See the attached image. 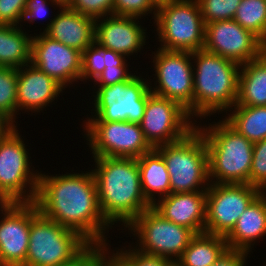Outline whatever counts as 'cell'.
Segmentation results:
<instances>
[{
  "label": "cell",
  "mask_w": 266,
  "mask_h": 266,
  "mask_svg": "<svg viewBox=\"0 0 266 266\" xmlns=\"http://www.w3.org/2000/svg\"><path fill=\"white\" fill-rule=\"evenodd\" d=\"M266 183V139L253 145L250 185L259 188Z\"/></svg>",
  "instance_id": "36"
},
{
  "label": "cell",
  "mask_w": 266,
  "mask_h": 266,
  "mask_svg": "<svg viewBox=\"0 0 266 266\" xmlns=\"http://www.w3.org/2000/svg\"><path fill=\"white\" fill-rule=\"evenodd\" d=\"M222 117L252 143L266 139V106L235 104Z\"/></svg>",
  "instance_id": "27"
},
{
  "label": "cell",
  "mask_w": 266,
  "mask_h": 266,
  "mask_svg": "<svg viewBox=\"0 0 266 266\" xmlns=\"http://www.w3.org/2000/svg\"><path fill=\"white\" fill-rule=\"evenodd\" d=\"M74 168L64 174L41 169L34 203L43 216L77 232L89 244L111 243L113 227L101 214L93 172L89 167Z\"/></svg>",
  "instance_id": "1"
},
{
  "label": "cell",
  "mask_w": 266,
  "mask_h": 266,
  "mask_svg": "<svg viewBox=\"0 0 266 266\" xmlns=\"http://www.w3.org/2000/svg\"><path fill=\"white\" fill-rule=\"evenodd\" d=\"M103 56L105 67L131 66L130 59H128L125 55L114 52L113 50L103 48Z\"/></svg>",
  "instance_id": "42"
},
{
  "label": "cell",
  "mask_w": 266,
  "mask_h": 266,
  "mask_svg": "<svg viewBox=\"0 0 266 266\" xmlns=\"http://www.w3.org/2000/svg\"><path fill=\"white\" fill-rule=\"evenodd\" d=\"M30 32L19 26L0 24V66L18 69L31 63L34 33Z\"/></svg>",
  "instance_id": "25"
},
{
  "label": "cell",
  "mask_w": 266,
  "mask_h": 266,
  "mask_svg": "<svg viewBox=\"0 0 266 266\" xmlns=\"http://www.w3.org/2000/svg\"><path fill=\"white\" fill-rule=\"evenodd\" d=\"M264 53L266 54V44H264Z\"/></svg>",
  "instance_id": "50"
},
{
  "label": "cell",
  "mask_w": 266,
  "mask_h": 266,
  "mask_svg": "<svg viewBox=\"0 0 266 266\" xmlns=\"http://www.w3.org/2000/svg\"><path fill=\"white\" fill-rule=\"evenodd\" d=\"M27 0H0V24L18 26Z\"/></svg>",
  "instance_id": "38"
},
{
  "label": "cell",
  "mask_w": 266,
  "mask_h": 266,
  "mask_svg": "<svg viewBox=\"0 0 266 266\" xmlns=\"http://www.w3.org/2000/svg\"><path fill=\"white\" fill-rule=\"evenodd\" d=\"M265 237L266 207L264 202L257 197L239 217L235 227L225 239L228 248L252 254V250L255 251L254 247L256 248L258 245L257 243H261L259 241H262Z\"/></svg>",
  "instance_id": "22"
},
{
  "label": "cell",
  "mask_w": 266,
  "mask_h": 266,
  "mask_svg": "<svg viewBox=\"0 0 266 266\" xmlns=\"http://www.w3.org/2000/svg\"><path fill=\"white\" fill-rule=\"evenodd\" d=\"M140 72H135L127 81L111 86H91L90 93H86L91 95L87 102L90 105L85 104L88 108L84 106L91 112L83 113L85 119L82 117L81 120L140 123L151 93L147 74L145 76L143 71Z\"/></svg>",
  "instance_id": "5"
},
{
  "label": "cell",
  "mask_w": 266,
  "mask_h": 266,
  "mask_svg": "<svg viewBox=\"0 0 266 266\" xmlns=\"http://www.w3.org/2000/svg\"><path fill=\"white\" fill-rule=\"evenodd\" d=\"M17 127L0 140V195L11 203H32L38 189L40 169L32 162L31 147ZM27 144V145H26Z\"/></svg>",
  "instance_id": "8"
},
{
  "label": "cell",
  "mask_w": 266,
  "mask_h": 266,
  "mask_svg": "<svg viewBox=\"0 0 266 266\" xmlns=\"http://www.w3.org/2000/svg\"><path fill=\"white\" fill-rule=\"evenodd\" d=\"M149 1L156 9H158L159 7L170 4L175 0H149Z\"/></svg>",
  "instance_id": "45"
},
{
  "label": "cell",
  "mask_w": 266,
  "mask_h": 266,
  "mask_svg": "<svg viewBox=\"0 0 266 266\" xmlns=\"http://www.w3.org/2000/svg\"><path fill=\"white\" fill-rule=\"evenodd\" d=\"M227 248L223 236L196 234L177 263L180 266H212Z\"/></svg>",
  "instance_id": "26"
},
{
  "label": "cell",
  "mask_w": 266,
  "mask_h": 266,
  "mask_svg": "<svg viewBox=\"0 0 266 266\" xmlns=\"http://www.w3.org/2000/svg\"><path fill=\"white\" fill-rule=\"evenodd\" d=\"M260 266H266V260L263 261V264L262 265L260 264Z\"/></svg>",
  "instance_id": "49"
},
{
  "label": "cell",
  "mask_w": 266,
  "mask_h": 266,
  "mask_svg": "<svg viewBox=\"0 0 266 266\" xmlns=\"http://www.w3.org/2000/svg\"><path fill=\"white\" fill-rule=\"evenodd\" d=\"M143 21L146 24L147 21L141 18L114 14L97 18L95 23V42L105 49L125 55L132 61L139 60L137 58L141 57L140 54L142 56L145 54V59H147L149 50L145 51L143 49L150 48L148 45L150 30L147 32L148 29L143 26Z\"/></svg>",
  "instance_id": "16"
},
{
  "label": "cell",
  "mask_w": 266,
  "mask_h": 266,
  "mask_svg": "<svg viewBox=\"0 0 266 266\" xmlns=\"http://www.w3.org/2000/svg\"><path fill=\"white\" fill-rule=\"evenodd\" d=\"M113 14L120 16H128V17H137L143 20H146L148 17L152 20H149V23H153L157 9L150 3L149 0H114L113 3Z\"/></svg>",
  "instance_id": "33"
},
{
  "label": "cell",
  "mask_w": 266,
  "mask_h": 266,
  "mask_svg": "<svg viewBox=\"0 0 266 266\" xmlns=\"http://www.w3.org/2000/svg\"><path fill=\"white\" fill-rule=\"evenodd\" d=\"M148 55L151 62L148 76L153 94L178 102L193 119V63L192 53L187 51H168L155 47ZM157 49V50H156ZM151 57V58H150ZM150 58V59H149ZM150 76V77H149ZM153 77V79H151Z\"/></svg>",
  "instance_id": "11"
},
{
  "label": "cell",
  "mask_w": 266,
  "mask_h": 266,
  "mask_svg": "<svg viewBox=\"0 0 266 266\" xmlns=\"http://www.w3.org/2000/svg\"><path fill=\"white\" fill-rule=\"evenodd\" d=\"M63 5H66L70 0H59Z\"/></svg>",
  "instance_id": "47"
},
{
  "label": "cell",
  "mask_w": 266,
  "mask_h": 266,
  "mask_svg": "<svg viewBox=\"0 0 266 266\" xmlns=\"http://www.w3.org/2000/svg\"><path fill=\"white\" fill-rule=\"evenodd\" d=\"M155 149L166 162L171 193L207 191L208 151L204 137L196 128L182 140Z\"/></svg>",
  "instance_id": "7"
},
{
  "label": "cell",
  "mask_w": 266,
  "mask_h": 266,
  "mask_svg": "<svg viewBox=\"0 0 266 266\" xmlns=\"http://www.w3.org/2000/svg\"><path fill=\"white\" fill-rule=\"evenodd\" d=\"M242 0H197L202 19L206 24L233 19Z\"/></svg>",
  "instance_id": "31"
},
{
  "label": "cell",
  "mask_w": 266,
  "mask_h": 266,
  "mask_svg": "<svg viewBox=\"0 0 266 266\" xmlns=\"http://www.w3.org/2000/svg\"><path fill=\"white\" fill-rule=\"evenodd\" d=\"M62 6L63 4L59 0H27L21 22L18 26L29 32L30 29H27V28L33 27L34 24H37L36 22L38 21V19L39 21L40 20L42 21L44 20V18H48V19H45V22L47 24H44V21H42L43 23L40 24V25H46V26H42L43 28L40 27V31H39V33H44L49 28L52 21L54 20V17L56 15L54 13L55 10H59ZM49 7H52L54 12H52V9L51 8L49 9ZM49 10L51 11L50 13H54V14H51L52 16L51 15L49 16L50 14Z\"/></svg>",
  "instance_id": "30"
},
{
  "label": "cell",
  "mask_w": 266,
  "mask_h": 266,
  "mask_svg": "<svg viewBox=\"0 0 266 266\" xmlns=\"http://www.w3.org/2000/svg\"><path fill=\"white\" fill-rule=\"evenodd\" d=\"M128 245H127V244ZM126 245L114 247L131 266H169L172 261L160 256L149 255L135 249L130 242L125 241Z\"/></svg>",
  "instance_id": "35"
},
{
  "label": "cell",
  "mask_w": 266,
  "mask_h": 266,
  "mask_svg": "<svg viewBox=\"0 0 266 266\" xmlns=\"http://www.w3.org/2000/svg\"><path fill=\"white\" fill-rule=\"evenodd\" d=\"M17 127L19 126L10 117L0 111V140L6 138Z\"/></svg>",
  "instance_id": "43"
},
{
  "label": "cell",
  "mask_w": 266,
  "mask_h": 266,
  "mask_svg": "<svg viewBox=\"0 0 266 266\" xmlns=\"http://www.w3.org/2000/svg\"><path fill=\"white\" fill-rule=\"evenodd\" d=\"M65 88L32 63L17 69L18 116H38L49 110L66 94ZM64 93V94H63ZM56 101V102H55ZM54 104V105H53ZM50 107V108H47ZM39 113V114H38ZM37 114V115H36Z\"/></svg>",
  "instance_id": "19"
},
{
  "label": "cell",
  "mask_w": 266,
  "mask_h": 266,
  "mask_svg": "<svg viewBox=\"0 0 266 266\" xmlns=\"http://www.w3.org/2000/svg\"><path fill=\"white\" fill-rule=\"evenodd\" d=\"M101 266H131V264L111 245V243H103Z\"/></svg>",
  "instance_id": "41"
},
{
  "label": "cell",
  "mask_w": 266,
  "mask_h": 266,
  "mask_svg": "<svg viewBox=\"0 0 266 266\" xmlns=\"http://www.w3.org/2000/svg\"><path fill=\"white\" fill-rule=\"evenodd\" d=\"M80 131L91 157L139 158L153 148L139 123L128 121H81ZM83 131V132H82Z\"/></svg>",
  "instance_id": "12"
},
{
  "label": "cell",
  "mask_w": 266,
  "mask_h": 266,
  "mask_svg": "<svg viewBox=\"0 0 266 266\" xmlns=\"http://www.w3.org/2000/svg\"><path fill=\"white\" fill-rule=\"evenodd\" d=\"M90 161L101 214L113 227L110 233L116 227L123 231L152 207L142 191L138 161L123 157H91Z\"/></svg>",
  "instance_id": "2"
},
{
  "label": "cell",
  "mask_w": 266,
  "mask_h": 266,
  "mask_svg": "<svg viewBox=\"0 0 266 266\" xmlns=\"http://www.w3.org/2000/svg\"><path fill=\"white\" fill-rule=\"evenodd\" d=\"M104 69L103 47L94 42L82 53L80 85H85L86 83V86L89 85L88 88H90V85L97 79Z\"/></svg>",
  "instance_id": "32"
},
{
  "label": "cell",
  "mask_w": 266,
  "mask_h": 266,
  "mask_svg": "<svg viewBox=\"0 0 266 266\" xmlns=\"http://www.w3.org/2000/svg\"><path fill=\"white\" fill-rule=\"evenodd\" d=\"M221 116L214 118V122L210 117L205 118L206 121L200 120L195 127L207 146L209 181L217 184H250L254 143Z\"/></svg>",
  "instance_id": "4"
},
{
  "label": "cell",
  "mask_w": 266,
  "mask_h": 266,
  "mask_svg": "<svg viewBox=\"0 0 266 266\" xmlns=\"http://www.w3.org/2000/svg\"><path fill=\"white\" fill-rule=\"evenodd\" d=\"M204 50L239 65L256 59L264 52V43L234 19L206 24Z\"/></svg>",
  "instance_id": "17"
},
{
  "label": "cell",
  "mask_w": 266,
  "mask_h": 266,
  "mask_svg": "<svg viewBox=\"0 0 266 266\" xmlns=\"http://www.w3.org/2000/svg\"><path fill=\"white\" fill-rule=\"evenodd\" d=\"M152 207L168 221L185 226L195 234L205 232L206 191L170 193Z\"/></svg>",
  "instance_id": "20"
},
{
  "label": "cell",
  "mask_w": 266,
  "mask_h": 266,
  "mask_svg": "<svg viewBox=\"0 0 266 266\" xmlns=\"http://www.w3.org/2000/svg\"><path fill=\"white\" fill-rule=\"evenodd\" d=\"M250 256L249 252L227 248L212 266H247Z\"/></svg>",
  "instance_id": "40"
},
{
  "label": "cell",
  "mask_w": 266,
  "mask_h": 266,
  "mask_svg": "<svg viewBox=\"0 0 266 266\" xmlns=\"http://www.w3.org/2000/svg\"><path fill=\"white\" fill-rule=\"evenodd\" d=\"M55 13L54 20L44 32L47 36L82 53L95 42L96 19L80 14L67 5Z\"/></svg>",
  "instance_id": "21"
},
{
  "label": "cell",
  "mask_w": 266,
  "mask_h": 266,
  "mask_svg": "<svg viewBox=\"0 0 266 266\" xmlns=\"http://www.w3.org/2000/svg\"><path fill=\"white\" fill-rule=\"evenodd\" d=\"M192 63L193 120L225 115L237 102L241 65L204 49L192 52Z\"/></svg>",
  "instance_id": "3"
},
{
  "label": "cell",
  "mask_w": 266,
  "mask_h": 266,
  "mask_svg": "<svg viewBox=\"0 0 266 266\" xmlns=\"http://www.w3.org/2000/svg\"><path fill=\"white\" fill-rule=\"evenodd\" d=\"M169 266H180L177 262H172Z\"/></svg>",
  "instance_id": "48"
},
{
  "label": "cell",
  "mask_w": 266,
  "mask_h": 266,
  "mask_svg": "<svg viewBox=\"0 0 266 266\" xmlns=\"http://www.w3.org/2000/svg\"><path fill=\"white\" fill-rule=\"evenodd\" d=\"M233 19L266 44V0H242Z\"/></svg>",
  "instance_id": "28"
},
{
  "label": "cell",
  "mask_w": 266,
  "mask_h": 266,
  "mask_svg": "<svg viewBox=\"0 0 266 266\" xmlns=\"http://www.w3.org/2000/svg\"><path fill=\"white\" fill-rule=\"evenodd\" d=\"M103 258V243L89 244L71 262L61 266H101Z\"/></svg>",
  "instance_id": "39"
},
{
  "label": "cell",
  "mask_w": 266,
  "mask_h": 266,
  "mask_svg": "<svg viewBox=\"0 0 266 266\" xmlns=\"http://www.w3.org/2000/svg\"><path fill=\"white\" fill-rule=\"evenodd\" d=\"M38 213L34 202L11 203L0 215V266H24L31 220Z\"/></svg>",
  "instance_id": "18"
},
{
  "label": "cell",
  "mask_w": 266,
  "mask_h": 266,
  "mask_svg": "<svg viewBox=\"0 0 266 266\" xmlns=\"http://www.w3.org/2000/svg\"><path fill=\"white\" fill-rule=\"evenodd\" d=\"M258 197L264 202L266 207V183L258 188Z\"/></svg>",
  "instance_id": "46"
},
{
  "label": "cell",
  "mask_w": 266,
  "mask_h": 266,
  "mask_svg": "<svg viewBox=\"0 0 266 266\" xmlns=\"http://www.w3.org/2000/svg\"><path fill=\"white\" fill-rule=\"evenodd\" d=\"M124 230L118 234L126 233L125 237L129 235L132 239L130 244L135 249L172 262L179 260L190 240L196 235L191 229L168 221L153 207L143 211Z\"/></svg>",
  "instance_id": "9"
},
{
  "label": "cell",
  "mask_w": 266,
  "mask_h": 266,
  "mask_svg": "<svg viewBox=\"0 0 266 266\" xmlns=\"http://www.w3.org/2000/svg\"><path fill=\"white\" fill-rule=\"evenodd\" d=\"M237 105L266 106V54L242 64L239 72Z\"/></svg>",
  "instance_id": "24"
},
{
  "label": "cell",
  "mask_w": 266,
  "mask_h": 266,
  "mask_svg": "<svg viewBox=\"0 0 266 266\" xmlns=\"http://www.w3.org/2000/svg\"><path fill=\"white\" fill-rule=\"evenodd\" d=\"M257 197L258 188L250 184L210 183L206 191L205 233L226 237Z\"/></svg>",
  "instance_id": "14"
},
{
  "label": "cell",
  "mask_w": 266,
  "mask_h": 266,
  "mask_svg": "<svg viewBox=\"0 0 266 266\" xmlns=\"http://www.w3.org/2000/svg\"><path fill=\"white\" fill-rule=\"evenodd\" d=\"M31 63L65 89L73 87L76 91L79 90L77 87L79 88L82 72V52L79 50L64 45L45 33L34 31Z\"/></svg>",
  "instance_id": "15"
},
{
  "label": "cell",
  "mask_w": 266,
  "mask_h": 266,
  "mask_svg": "<svg viewBox=\"0 0 266 266\" xmlns=\"http://www.w3.org/2000/svg\"><path fill=\"white\" fill-rule=\"evenodd\" d=\"M114 0H70L66 5L83 15L94 19L113 14Z\"/></svg>",
  "instance_id": "34"
},
{
  "label": "cell",
  "mask_w": 266,
  "mask_h": 266,
  "mask_svg": "<svg viewBox=\"0 0 266 266\" xmlns=\"http://www.w3.org/2000/svg\"><path fill=\"white\" fill-rule=\"evenodd\" d=\"M139 124L152 148L178 142L196 127V122L178 102L152 92Z\"/></svg>",
  "instance_id": "13"
},
{
  "label": "cell",
  "mask_w": 266,
  "mask_h": 266,
  "mask_svg": "<svg viewBox=\"0 0 266 266\" xmlns=\"http://www.w3.org/2000/svg\"><path fill=\"white\" fill-rule=\"evenodd\" d=\"M24 266H61L71 262L89 243L40 212L31 220Z\"/></svg>",
  "instance_id": "10"
},
{
  "label": "cell",
  "mask_w": 266,
  "mask_h": 266,
  "mask_svg": "<svg viewBox=\"0 0 266 266\" xmlns=\"http://www.w3.org/2000/svg\"><path fill=\"white\" fill-rule=\"evenodd\" d=\"M137 161L143 194L153 206L159 199L171 193L166 162L155 148L137 158Z\"/></svg>",
  "instance_id": "23"
},
{
  "label": "cell",
  "mask_w": 266,
  "mask_h": 266,
  "mask_svg": "<svg viewBox=\"0 0 266 266\" xmlns=\"http://www.w3.org/2000/svg\"><path fill=\"white\" fill-rule=\"evenodd\" d=\"M17 68L0 66V111L18 124Z\"/></svg>",
  "instance_id": "29"
},
{
  "label": "cell",
  "mask_w": 266,
  "mask_h": 266,
  "mask_svg": "<svg viewBox=\"0 0 266 266\" xmlns=\"http://www.w3.org/2000/svg\"><path fill=\"white\" fill-rule=\"evenodd\" d=\"M11 202L5 197L0 195V215L6 210Z\"/></svg>",
  "instance_id": "44"
},
{
  "label": "cell",
  "mask_w": 266,
  "mask_h": 266,
  "mask_svg": "<svg viewBox=\"0 0 266 266\" xmlns=\"http://www.w3.org/2000/svg\"><path fill=\"white\" fill-rule=\"evenodd\" d=\"M148 26H153L154 44L160 49L191 53L204 49L206 25L197 0H175L159 7Z\"/></svg>",
  "instance_id": "6"
},
{
  "label": "cell",
  "mask_w": 266,
  "mask_h": 266,
  "mask_svg": "<svg viewBox=\"0 0 266 266\" xmlns=\"http://www.w3.org/2000/svg\"><path fill=\"white\" fill-rule=\"evenodd\" d=\"M134 66L105 67L103 72L93 82V86H111L129 80L139 69ZM131 67V68H130ZM134 68V69H133ZM133 69V70H132ZM132 70V71H131ZM130 71V72H129Z\"/></svg>",
  "instance_id": "37"
}]
</instances>
